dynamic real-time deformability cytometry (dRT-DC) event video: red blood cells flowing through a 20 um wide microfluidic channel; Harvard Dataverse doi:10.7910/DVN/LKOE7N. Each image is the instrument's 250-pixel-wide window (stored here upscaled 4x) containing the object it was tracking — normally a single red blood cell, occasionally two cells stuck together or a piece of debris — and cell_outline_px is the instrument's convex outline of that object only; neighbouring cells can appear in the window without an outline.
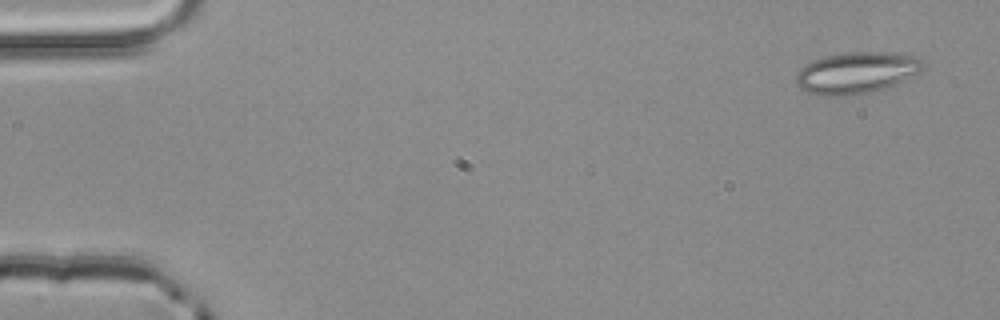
{"species": "common noctule bat (a hibernating species)", "species_latin": "Nyctalus noctula", "temperature_condition": "room temperature", "stored_images_in_passage": 4, "camera_frame_rate_fps": 3000, "um_per_image_px": 0.085, "animal": {"sex": "male", "body_mass_g": 20.4}, "frame": {"image": 1, "passage_image": 1, "time_ms": 0.0, "image_size_px": [1000, 320], "cell_outline_px": [[924, 64], [920, 72], [896, 84], [872, 92], [852, 96], [816, 96], [800, 88], [796, 84], [796, 72], [804, 64], [812, 60], [824, 56], [848, 52], [912, 52]], "centroid_in_image_um": [72.8, 6.18], "position_along_channel_um": 12.2, "area_um2": 31.44}}
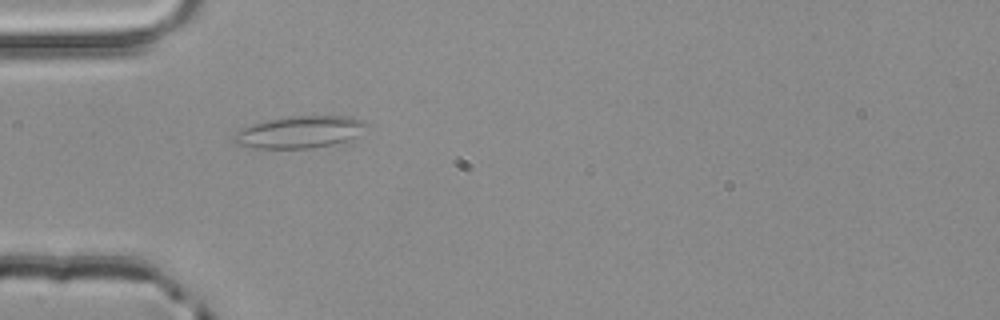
{"frame": {"image": 2, "passage_image": 4, "time_ms": 1.0, "image_size_px": [1000, 320], "cell_outline_px": [[372, 124], [352, 136], [344, 140], [332, 144], [312, 148], [252, 148], [232, 144], [232, 136], [236, 132], [252, 124], [264, 120], [292, 116], [348, 116], [364, 120]], "centroid_in_image_um": [25.4, 11.22], "position_along_channel_um": 59.6, "area_um2": 24.68}}